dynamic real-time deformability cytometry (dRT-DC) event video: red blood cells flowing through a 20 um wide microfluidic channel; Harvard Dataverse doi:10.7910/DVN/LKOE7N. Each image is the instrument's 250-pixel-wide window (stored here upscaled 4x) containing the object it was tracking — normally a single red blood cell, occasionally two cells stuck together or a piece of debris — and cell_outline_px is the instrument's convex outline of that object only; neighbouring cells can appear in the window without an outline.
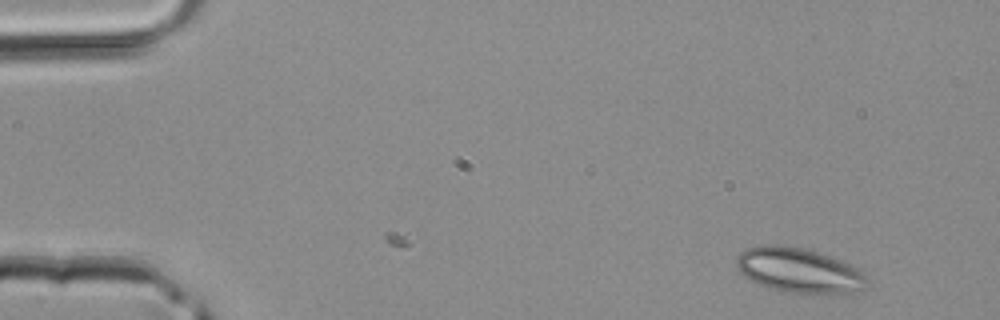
{"species": "common noctule bat (a hibernating species)", "species_latin": "Nyctalus noctula", "temperature_condition": "room temperature", "stored_images_in_passage": 40, "camera_frame_rate_fps": 3000, "um_per_image_px": 0.085, "animal": {"sex": "male", "body_mass_g": 20.4}, "frame": {"image": 1, "passage_image": 1, "time_ms": 0.0, "image_size_px": [1000, 320], "cell_outline_px": [[872, 284], [868, 288], [860, 292], [832, 296], [812, 296], [784, 292], [768, 288], [748, 280], [736, 268], [736, 256], [740, 252], [748, 248], [760, 244], [784, 244], [804, 248], [832, 256], [852, 264], [864, 272], [868, 276]], "centroid_in_image_um": [68.03, 23.03], "position_along_channel_um": 17.0, "area_um2": 36.3}}
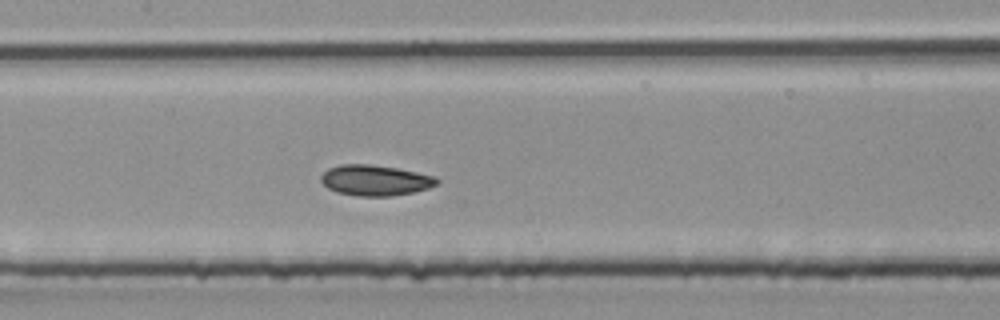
{"frame": {"image": 2, "passage_image": 18, "time_ms": 5.667, "image_size_px": [1000, 320], "cell_outline_px": [[440, 180], [436, 184], [428, 188], [412, 192], [392, 196], [356, 196], [336, 192], [328, 188], [320, 180], [320, 176], [328, 168], [340, 164], [372, 164], [396, 168], [436, 176]], "centroid_in_image_um": [31.87, 15.32], "position_along_channel_um": 175.5, "area_um2": 20.75}}
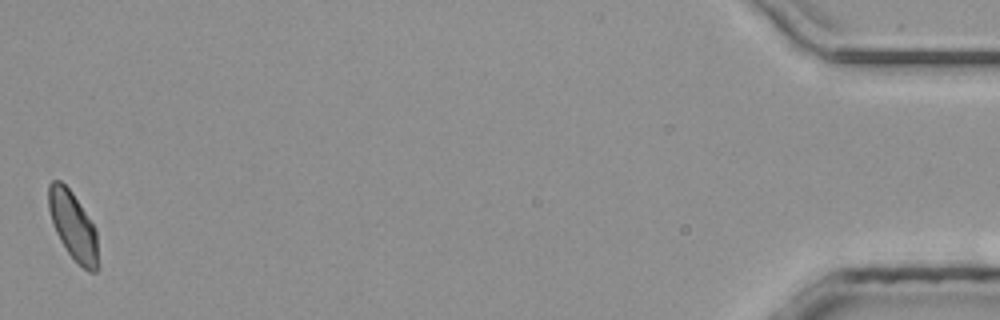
{"frame": {"image": 3, "passage_image": 40, "time_ms": 13.0, "image_size_px": [1000, 320], "cell_outline_px": [[100, 268], [96, 272], [88, 272], [68, 252], [60, 240], [56, 232], [48, 208], [48, 184], [52, 180], [60, 180], [72, 192], [96, 228]], "centroid_in_image_um": [6.24, 19.22], "position_along_channel_um": 429.0, "area_um2": 19.77}}